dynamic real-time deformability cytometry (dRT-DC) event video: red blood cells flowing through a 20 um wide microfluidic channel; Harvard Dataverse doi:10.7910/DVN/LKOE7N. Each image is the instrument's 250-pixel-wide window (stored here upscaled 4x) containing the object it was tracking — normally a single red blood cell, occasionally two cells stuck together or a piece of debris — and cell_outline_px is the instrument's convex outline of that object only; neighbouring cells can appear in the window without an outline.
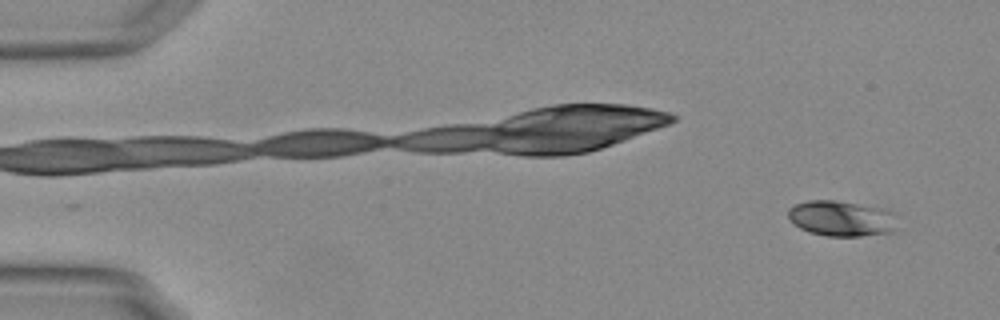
{"species": "Egyptian fruit bat (a non-hibernating species)", "species_latin": "Rousettus aegyptiacus", "temperature_condition": "warm", "stored_images_in_passage": 14, "camera_frame_rate_fps": 3000, "um_per_image_px": 0.085, "animal": {"sex": "female"}, "frame": {"image": 1, "passage_image": 4, "time_ms": 1.0, "image_size_px": [1000, 320], "cell_outline_px": [[896, 232], [860, 236], [828, 236], [808, 232], [800, 228], [788, 216], [788, 208], [796, 204], [808, 200], [836, 200], [888, 208], [896, 212]], "centroid_in_image_um": [71.61, 18.56], "position_along_channel_um": 13.4, "area_um2": 23.12}}